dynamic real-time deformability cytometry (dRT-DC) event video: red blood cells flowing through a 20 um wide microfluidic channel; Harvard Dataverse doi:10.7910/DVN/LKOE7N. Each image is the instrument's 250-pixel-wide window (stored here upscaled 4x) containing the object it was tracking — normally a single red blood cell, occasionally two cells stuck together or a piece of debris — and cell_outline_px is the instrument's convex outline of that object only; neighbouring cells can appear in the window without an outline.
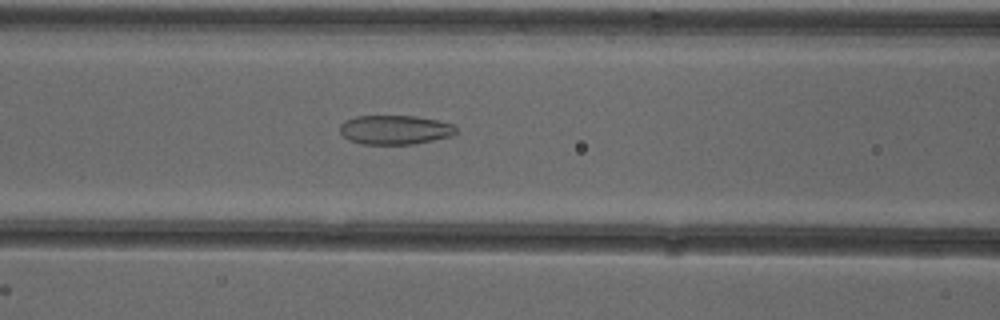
{"species": "common noctule bat (a hibernating species)", "species_latin": "Nyctalus noctula", "temperature_condition": "cold", "stored_images_in_passage": 53, "camera_frame_rate_fps": 3000, "um_per_image_px": 0.085, "animal": {"sex": "female"}, "frame": {"image": 1, "passage_image": 23, "time_ms": 7.333, "image_size_px": [1000, 320], "cell_outline_px": [[456, 132], [452, 136], [416, 144], [360, 144], [348, 140], [340, 132], [340, 124], [344, 120], [356, 116], [416, 116], [436, 120], [452, 124], [456, 128]], "centroid_in_image_um": [33.55, 11.04], "position_along_channel_um": 133.1, "area_um2": 19.88}}
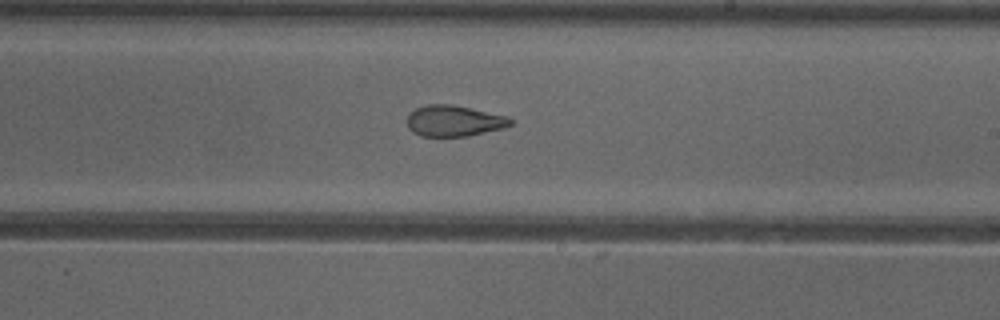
{"frame": {"image": 2, "passage_image": 32, "time_ms": 10.333, "image_size_px": [1000, 320], "cell_outline_px": [[512, 124], [500, 128], [468, 136], [420, 136], [412, 132], [408, 128], [408, 112], [416, 108], [428, 104], [452, 104], [508, 116], [512, 120]], "centroid_in_image_um": [38.55, 10.26], "position_along_channel_um": 250.5, "area_um2": 18.61}}
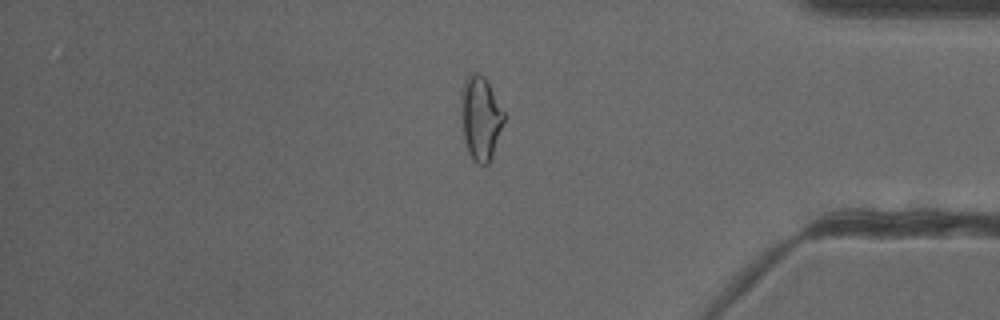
{"frame": {"image": 3, "passage_image": 45, "time_ms": 14.667, "image_size_px": [1000, 320], "cell_outline_px": [[504, 120], [492, 156], [488, 164], [476, 164], [472, 160], [468, 152], [464, 140], [460, 112], [460, 92], [464, 80], [472, 72], [480, 72], [484, 76], [504, 112]], "centroid_in_image_um": [40.8, 10.02], "position_along_channel_um": 394.4, "area_um2": 21.1}, "authors_computed_cell_mechanics": {"area_um2": 22.1952, "velocity_mm_per_s": 3.9119, "shape_relaxation_time_tau1_ms": 8.2151, "shape_relaxation_time_tau2_ms": 1.8529, "deformation_change_tau1": 0.1766, "deformation_change_tau2": 0.0997}}